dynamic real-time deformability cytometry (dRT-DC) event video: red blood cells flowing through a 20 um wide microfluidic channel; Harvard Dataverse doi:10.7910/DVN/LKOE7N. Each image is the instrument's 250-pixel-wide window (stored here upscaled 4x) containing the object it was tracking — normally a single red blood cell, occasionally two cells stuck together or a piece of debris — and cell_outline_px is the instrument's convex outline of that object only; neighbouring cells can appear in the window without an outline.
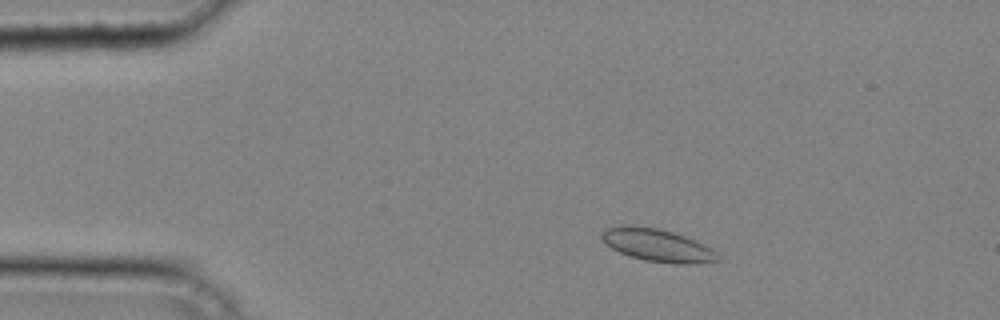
{"species": "common noctule bat (a hibernating species)", "species_latin": "Nyctalus noctula", "temperature_condition": "cold", "stored_images_in_passage": 37, "camera_frame_rate_fps": 3000, "um_per_image_px": 0.085, "animal": {"sex": "male", "body_mass_g": 20.4}, "frame": {"image": 1, "passage_image": 4, "time_ms": 1.0, "image_size_px": [1000, 320], "cell_outline_px": [[720, 260], [688, 264], [676, 264], [644, 260], [628, 256], [612, 248], [600, 236], [600, 232], [608, 228], [628, 224], [656, 228], [672, 232], [696, 240], [704, 244], [716, 252]], "centroid_in_image_um": [55.86, 20.84], "position_along_channel_um": 29.1, "area_um2": 21.91}}
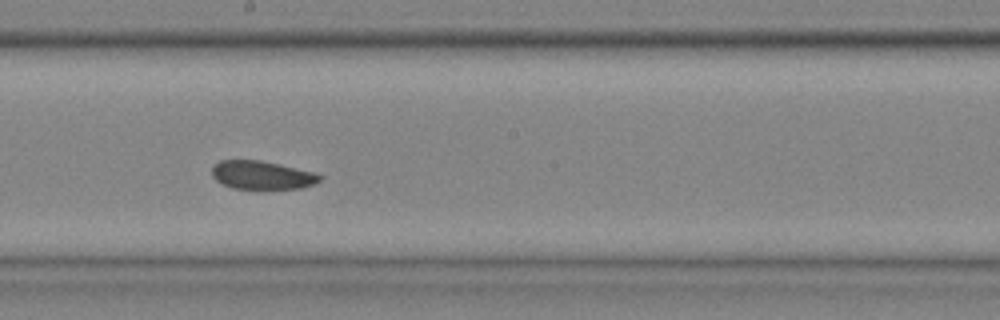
{"frame": {"image": 2, "passage_image": 20, "time_ms": 6.333, "image_size_px": [1000, 320], "cell_outline_px": [[324, 176], [320, 180], [312, 184], [300, 188], [260, 192], [256, 192], [232, 188], [216, 180], [212, 176], [212, 168], [220, 160], [260, 160], [316, 172]], "centroid_in_image_um": [22.29, 14.94], "position_along_channel_um": 225.9, "area_um2": 18.67}}
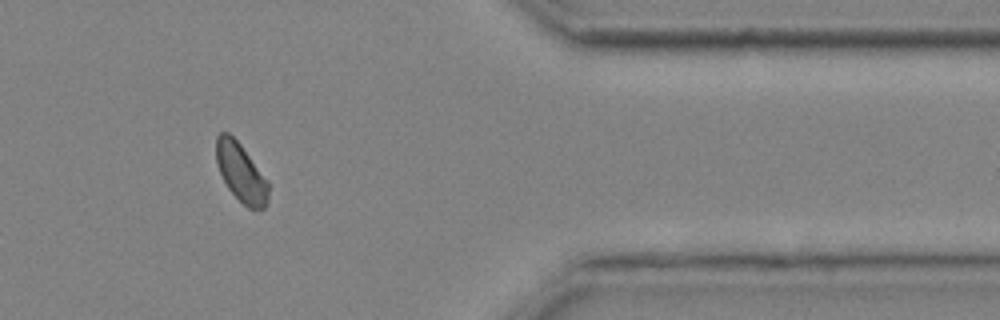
{"frame": {"image": 3, "passage_image": 32, "time_ms": 10.333, "image_size_px": [1000, 320], "cell_outline_px": [[268, 200], [264, 208], [248, 208], [228, 188], [220, 172], [216, 160], [216, 136], [220, 132], [228, 132], [240, 144], [268, 180]], "centroid_in_image_um": [20.48, 14.65], "position_along_channel_um": 390.9, "area_um2": 17.51}}